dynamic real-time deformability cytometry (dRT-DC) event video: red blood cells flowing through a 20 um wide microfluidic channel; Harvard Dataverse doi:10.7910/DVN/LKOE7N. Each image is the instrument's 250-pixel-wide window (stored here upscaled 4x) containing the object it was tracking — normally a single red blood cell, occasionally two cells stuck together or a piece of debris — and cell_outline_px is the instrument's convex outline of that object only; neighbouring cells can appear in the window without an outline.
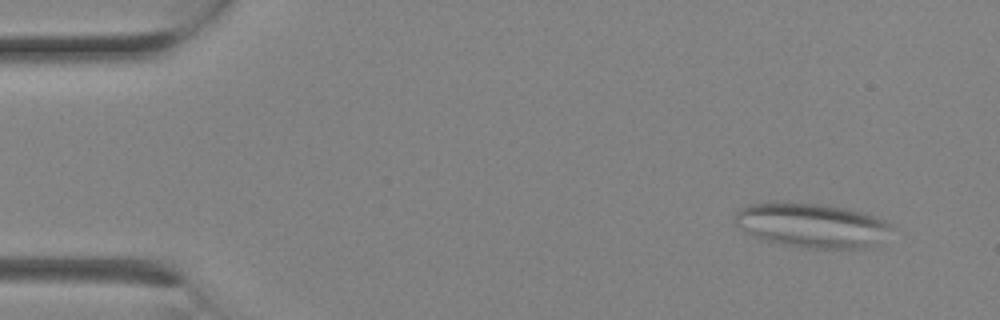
{"species": "Egyptian fruit bat (a non-hibernating species)", "species_latin": "Rousettus aegyptiacus", "temperature_condition": "room temperature", "stored_images_in_passage": 2, "camera_frame_rate_fps": 3000, "um_per_image_px": 0.085, "animal": {"sex": "female"}, "frame": {"image": 1, "passage_image": 1, "time_ms": 0.0, "image_size_px": [1000, 320], "cell_outline_px": [[892, 228], [868, 244], [860, 248], [804, 248], [780, 244], [764, 240], [752, 236], [736, 224], [736, 212], [740, 208], [748, 204], [772, 200], [784, 200], [820, 204], [848, 208], [884, 220], [892, 224]], "centroid_in_image_um": [68.85, 19.1], "position_along_channel_um": 16.2, "area_um2": 40.29}}